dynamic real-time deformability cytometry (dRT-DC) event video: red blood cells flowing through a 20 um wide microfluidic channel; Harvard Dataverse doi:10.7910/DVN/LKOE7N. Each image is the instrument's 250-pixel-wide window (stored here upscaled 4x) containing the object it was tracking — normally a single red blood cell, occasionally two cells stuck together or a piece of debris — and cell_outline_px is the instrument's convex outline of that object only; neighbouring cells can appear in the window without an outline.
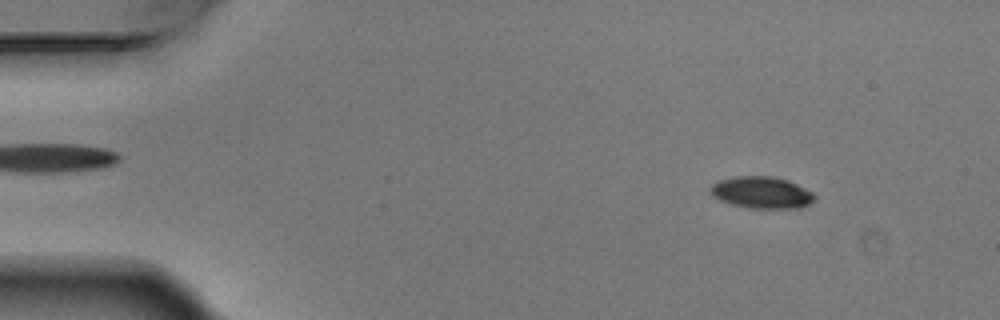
{"species": "Egyptian fruit bat (a non-hibernating species)", "species_latin": "Rousettus aegyptiacus", "temperature_condition": "warm", "stored_images_in_passage": 6, "camera_frame_rate_fps": 3000, "um_per_image_px": 0.085, "animal": {"sex": "male"}, "frame": {"image": 1, "passage_image": 2, "time_ms": 0.333, "image_size_px": [1000, 320], "cell_outline_px": [[816, 196], [808, 204], [800, 208], [752, 208], [732, 204], [720, 200], [712, 196], [708, 188], [712, 184], [720, 180], [736, 176], [772, 176], [788, 180], [812, 192]], "centroid_in_image_um": [64.71, 16.36], "position_along_channel_um": 20.3, "area_um2": 19.19}}
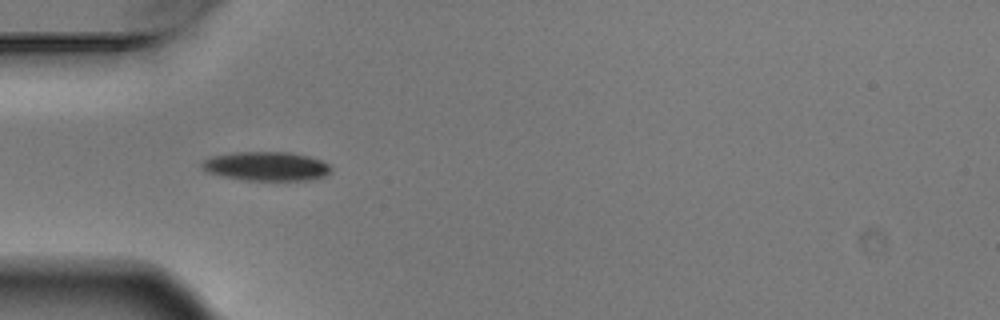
{"frame": {"image": 2, "passage_image": 5, "time_ms": 1.333, "image_size_px": [1000, 320], "cell_outline_px": [[332, 168], [324, 176], [308, 180], [248, 180], [224, 176], [204, 172], [200, 164], [204, 160], [212, 156], [232, 152], [288, 152], [308, 156], [320, 160], [328, 164]], "centroid_in_image_um": [22.6, 14.12], "position_along_channel_um": 62.4, "area_um2": 21.73}}
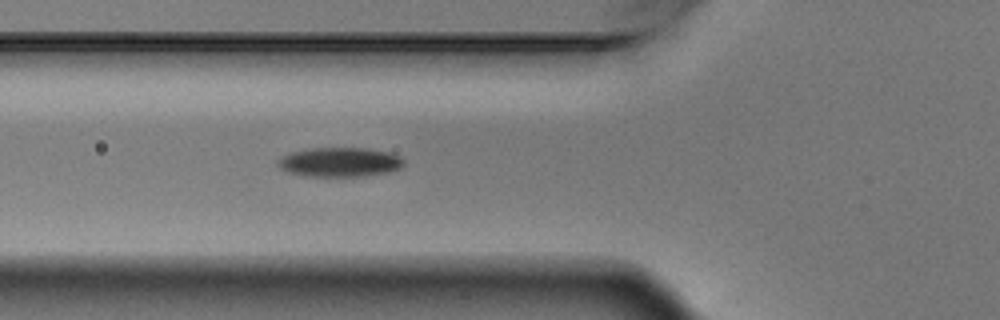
{"frame": {"image": 3, "passage_image": 6, "time_ms": 1.667, "image_size_px": [1000, 320], "cell_outline_px": [[404, 164], [400, 168], [392, 172], [364, 176], [304, 176], [288, 172], [280, 168], [276, 164], [276, 160], [280, 156], [288, 152], [312, 148], [364, 148], [388, 152], [400, 156], [404, 160]], "centroid_in_image_um": [28.85, 13.78], "position_along_channel_um": 97.0, "area_um2": 21.85}}